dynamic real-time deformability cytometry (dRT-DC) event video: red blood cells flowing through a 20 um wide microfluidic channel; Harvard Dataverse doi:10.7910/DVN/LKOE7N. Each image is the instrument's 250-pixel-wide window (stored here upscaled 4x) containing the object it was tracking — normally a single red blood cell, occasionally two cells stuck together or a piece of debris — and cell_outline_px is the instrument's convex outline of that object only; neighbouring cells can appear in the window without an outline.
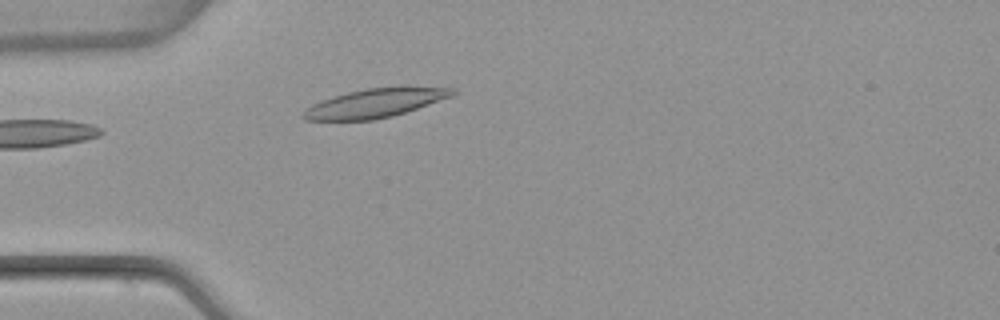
{"species": "common noctule bat (a hibernating species)", "species_latin": "Nyctalus noctula", "temperature_condition": "warm", "stored_images_in_passage": 2, "camera_frame_rate_fps": 3000, "um_per_image_px": 0.085, "animal": {"sex": "female", "body_mass_g": 22.7, "forearm_length_mm": 54.2}, "frame": {"image": 1, "passage_image": 2, "time_ms": 1.0, "image_size_px": [1000, 320], "cell_outline_px": [[456, 92], [452, 96], [392, 116], [372, 120], [304, 120], [300, 116], [312, 104], [320, 100], [348, 92], [368, 88], [400, 84], [408, 84], [452, 88]], "centroid_in_image_um": [31.93, 8.71], "position_along_channel_um": 53.1, "area_um2": 25.55}}